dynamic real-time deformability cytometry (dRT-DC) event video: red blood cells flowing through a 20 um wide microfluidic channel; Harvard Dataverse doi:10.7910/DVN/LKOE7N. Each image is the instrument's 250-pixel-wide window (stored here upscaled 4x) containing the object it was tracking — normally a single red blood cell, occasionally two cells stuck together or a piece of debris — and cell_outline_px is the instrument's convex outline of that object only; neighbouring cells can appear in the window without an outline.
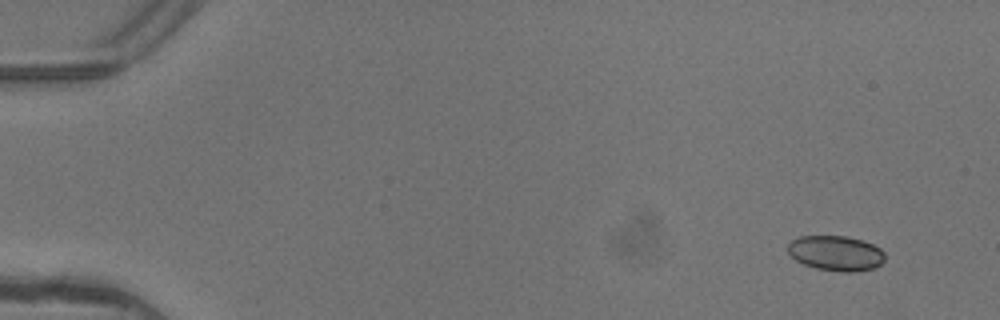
{"species": "common noctule bat (a hibernating species)", "species_latin": "Nyctalus noctula", "temperature_condition": "warm", "stored_images_in_passage": 5, "camera_frame_rate_fps": 3000, "um_per_image_px": 0.085, "animal": {"sex": "female"}, "frame": {"image": 1, "passage_image": 1, "time_ms": 0.0, "image_size_px": [1000, 320], "cell_outline_px": [[884, 260], [880, 264], [872, 268], [856, 272], [844, 272], [816, 268], [804, 264], [796, 260], [788, 252], [788, 244], [792, 240], [800, 236], [844, 236], [860, 240], [872, 244], [880, 248], [884, 252]], "centroid_in_image_um": [71.04, 21.52], "position_along_channel_um": 14.0, "area_um2": 19.65}}
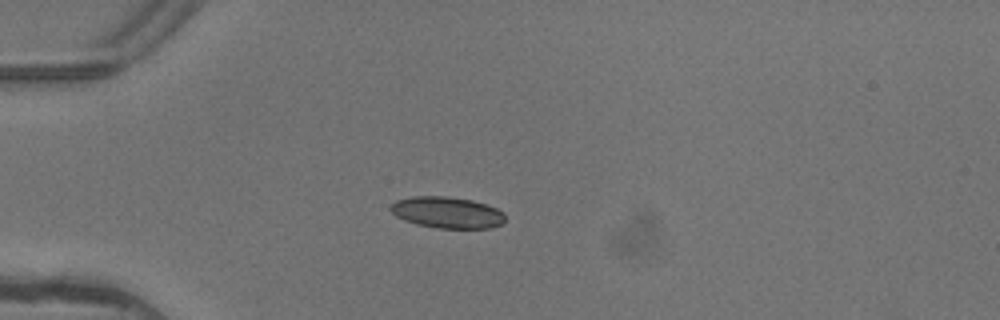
{"frame": {"image": 2, "passage_image": 4, "time_ms": 1.0, "image_size_px": [1000, 320], "cell_outline_px": [[504, 220], [500, 224], [492, 228], [436, 228], [416, 224], [404, 220], [396, 216], [388, 208], [396, 200], [412, 196], [448, 196], [472, 200], [488, 204], [504, 212]], "centroid_in_image_um": [38.0, 18.05], "position_along_channel_um": 47.0, "area_um2": 21.1}}
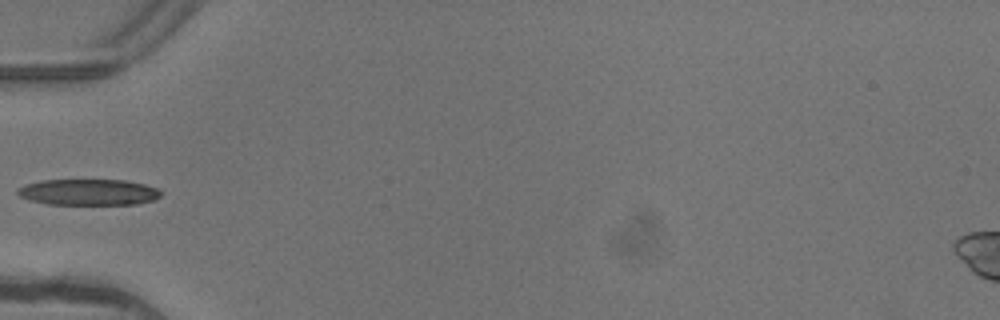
{"frame": {"image": 3, "passage_image": 5, "time_ms": 1.333, "image_size_px": [1000, 320], "cell_outline_px": [[160, 196], [152, 200], [140, 204], [48, 204], [28, 200], [20, 196], [16, 192], [16, 188], [28, 184], [44, 180], [124, 180], [144, 184], [156, 188], [160, 192]], "centroid_in_image_um": [7.5, 16.33], "position_along_channel_um": 77.5, "area_um2": 21.68}}